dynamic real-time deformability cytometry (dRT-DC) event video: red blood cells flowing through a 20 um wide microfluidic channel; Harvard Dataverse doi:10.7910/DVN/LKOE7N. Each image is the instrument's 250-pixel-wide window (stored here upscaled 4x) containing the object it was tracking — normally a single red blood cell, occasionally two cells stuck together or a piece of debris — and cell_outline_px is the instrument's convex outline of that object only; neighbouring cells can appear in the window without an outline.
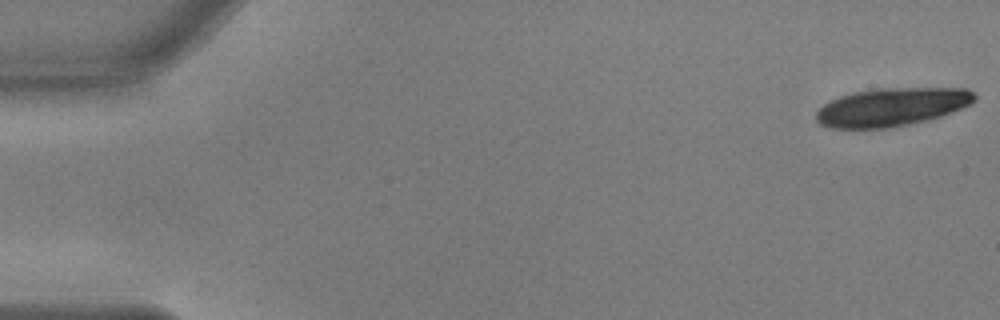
{"species": "common noctule bat (a hibernating species)", "species_latin": "Nyctalus noctula", "temperature_condition": "warm", "stored_images_in_passage": 19, "camera_frame_rate_fps": 3000, "um_per_image_px": 0.085, "animal": {"sex": "male", "body_mass_g": 17.9, "forearm_length_mm": 54.2}, "frame": {"image": 1, "passage_image": 1, "time_ms": 0.0, "image_size_px": [1000, 320], "cell_outline_px": [[976, 100], [960, 108], [940, 116], [908, 124], [888, 128], [828, 128], [820, 124], [816, 120], [816, 112], [828, 100], [840, 96], [856, 92], [876, 88], [968, 88], [976, 96]], "centroid_in_image_um": [75.75, 9.09], "position_along_channel_um": 9.2, "area_um2": 35.08}}